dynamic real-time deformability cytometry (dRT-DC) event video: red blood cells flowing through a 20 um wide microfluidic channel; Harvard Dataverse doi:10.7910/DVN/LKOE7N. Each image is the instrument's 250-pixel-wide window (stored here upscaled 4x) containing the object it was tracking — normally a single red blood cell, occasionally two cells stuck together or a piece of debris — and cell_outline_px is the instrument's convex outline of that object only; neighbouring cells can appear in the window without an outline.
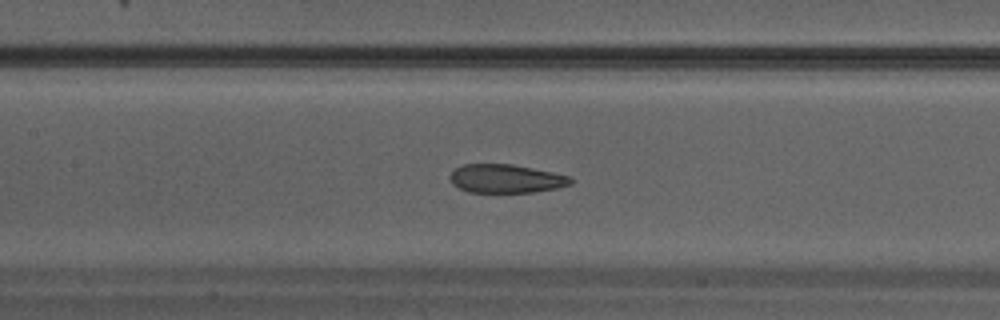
{"species": "Egyptian fruit bat (a non-hibernating species)", "species_latin": "Rousettus aegyptiacus", "temperature_condition": "warm", "stored_images_in_passage": 35, "camera_frame_rate_fps": 3000, "um_per_image_px": 0.085, "animal": {"sex": "male"}, "frame": {"image": 1, "passage_image": 16, "time_ms": 5.0, "image_size_px": [1000, 320], "cell_outline_px": [[572, 184], [556, 188], [532, 192], [468, 192], [452, 184], [448, 176], [456, 168], [464, 164], [512, 164], [572, 176]], "centroid_in_image_um": [43.0, 15.18], "position_along_channel_um": 164.4, "area_um2": 20.06}}